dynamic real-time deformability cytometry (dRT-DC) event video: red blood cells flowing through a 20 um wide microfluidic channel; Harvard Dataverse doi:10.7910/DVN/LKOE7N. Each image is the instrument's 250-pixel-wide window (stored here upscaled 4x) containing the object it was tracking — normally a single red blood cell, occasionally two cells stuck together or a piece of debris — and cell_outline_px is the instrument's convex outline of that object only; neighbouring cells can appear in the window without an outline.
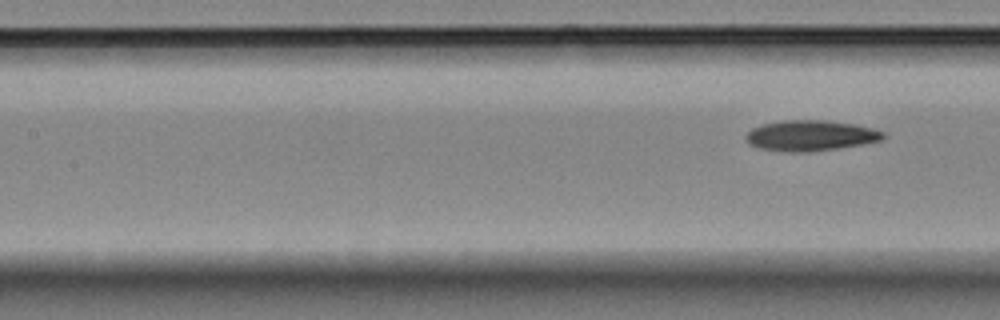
{"species": "Egyptian fruit bat (a non-hibernating species)", "species_latin": "Rousettus aegyptiacus", "temperature_condition": "room temperature", "stored_images_in_passage": 9, "segment_of_instrument_passage": [2, 2], "camera_frame_rate_fps": 3000, "um_per_image_px": 0.085, "animal": {"sex": "female"}, "frame": {"image": 1, "passage_image": 9, "time_ms": 10.333, "image_size_px": [1000, 320], "cell_outline_px": [[884, 140], [864, 144], [840, 148], [812, 152], [784, 152], [756, 148], [748, 144], [744, 140], [744, 136], [752, 128], [760, 124], [780, 120], [824, 120], [852, 124], [872, 128], [884, 132]], "centroid_in_image_um": [68.84, 11.54], "position_along_channel_um": 138.6, "area_um2": 24.97}}